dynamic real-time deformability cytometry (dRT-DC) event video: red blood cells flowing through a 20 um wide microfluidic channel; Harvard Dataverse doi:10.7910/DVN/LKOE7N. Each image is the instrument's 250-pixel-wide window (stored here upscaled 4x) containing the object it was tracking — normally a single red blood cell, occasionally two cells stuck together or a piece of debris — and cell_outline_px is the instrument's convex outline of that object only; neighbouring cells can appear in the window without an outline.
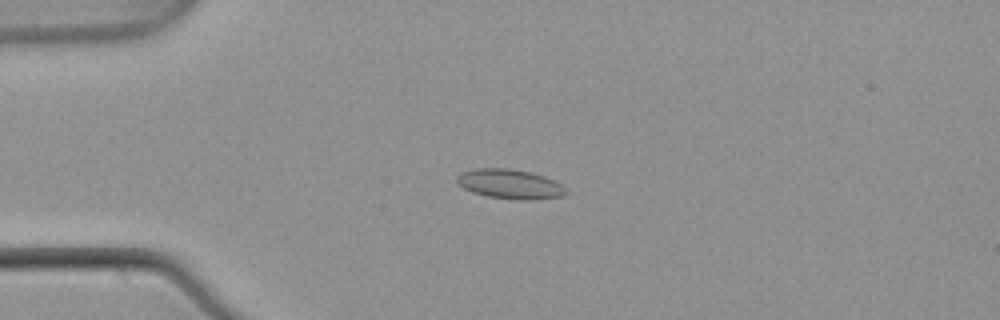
{"species": "common noctule bat (a hibernating species)", "species_latin": "Nyctalus noctula", "temperature_condition": "warm", "stored_images_in_passage": 22, "camera_frame_rate_fps": 3000, "um_per_image_px": 0.085, "animal": {"sex": "male", "body_mass_g": 21.5, "forearm_length_mm": 52.0}, "frame": {"image": 1, "passage_image": 14, "time_ms": 4.333, "image_size_px": [1000, 320], "cell_outline_px": [[568, 192], [564, 196], [532, 200], [516, 200], [488, 196], [472, 192], [464, 188], [456, 180], [456, 176], [464, 172], [476, 168], [508, 168], [528, 172], [544, 176], [560, 184]], "centroid_in_image_um": [43.35, 15.65], "position_along_channel_um": 41.6, "area_um2": 18.61}}